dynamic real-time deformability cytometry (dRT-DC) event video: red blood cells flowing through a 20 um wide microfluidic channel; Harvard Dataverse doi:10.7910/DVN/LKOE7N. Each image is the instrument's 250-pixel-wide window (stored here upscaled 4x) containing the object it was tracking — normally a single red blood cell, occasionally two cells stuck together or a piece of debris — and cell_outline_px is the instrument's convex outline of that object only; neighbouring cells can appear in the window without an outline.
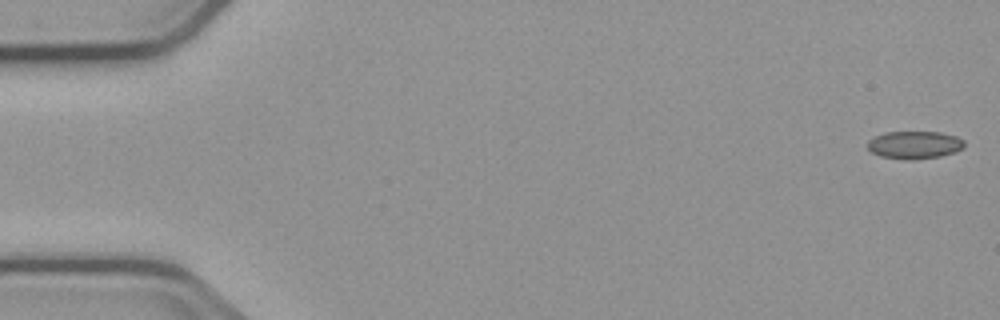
{"species": "common noctule bat (a hibernating species)", "species_latin": "Nyctalus noctula", "temperature_condition": "cold", "stored_images_in_passage": 6, "camera_frame_rate_fps": 3000, "um_per_image_px": 0.085, "animal": {"sex": "male", "body_mass_g": 23.1, "forearm_length_mm": 52.7}, "frame": {"image": 1, "passage_image": 1, "time_ms": 0.0, "image_size_px": [1000, 320], "cell_outline_px": [[964, 148], [956, 152], [940, 156], [912, 160], [880, 156], [872, 152], [868, 148], [868, 140], [884, 132], [940, 132], [956, 136], [964, 140]], "centroid_in_image_um": [77.76, 12.31], "position_along_channel_um": 7.2, "area_um2": 15.61}}